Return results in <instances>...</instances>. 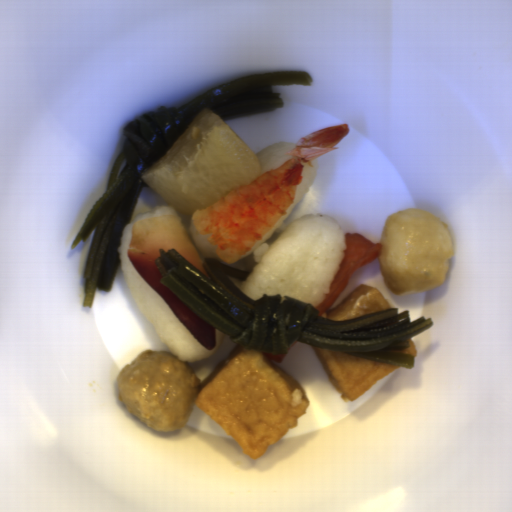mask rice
Wrapping results in <instances>:
<instances>
[{
  "label": "rice",
  "instance_id": "1",
  "mask_svg": "<svg viewBox=\"0 0 512 512\" xmlns=\"http://www.w3.org/2000/svg\"><path fill=\"white\" fill-rule=\"evenodd\" d=\"M314 171L312 159L281 220L242 258L226 265L252 273L245 280L226 275L247 296L258 300L264 293L280 294L281 304L288 296L316 308L325 298L347 248L340 222L316 213L285 223L311 187Z\"/></svg>",
  "mask_w": 512,
  "mask_h": 512
},
{
  "label": "rice",
  "instance_id": "2",
  "mask_svg": "<svg viewBox=\"0 0 512 512\" xmlns=\"http://www.w3.org/2000/svg\"><path fill=\"white\" fill-rule=\"evenodd\" d=\"M155 216H177L175 208L168 202L160 203L150 210L132 216L123 228V237L118 245L121 261L117 267L134 302L146 315L158 333L162 343L175 357L190 366L209 359L223 345L226 333L215 328L217 346L208 349L199 343L165 299L139 274L128 257L134 223Z\"/></svg>",
  "mask_w": 512,
  "mask_h": 512
},
{
  "label": "rice",
  "instance_id": "3",
  "mask_svg": "<svg viewBox=\"0 0 512 512\" xmlns=\"http://www.w3.org/2000/svg\"><path fill=\"white\" fill-rule=\"evenodd\" d=\"M296 145L297 143L288 140L275 142L273 144L268 145L262 151L256 154L257 157L260 159V175L275 170L284 165L285 163H287L288 161H290V154L296 147Z\"/></svg>",
  "mask_w": 512,
  "mask_h": 512
},
{
  "label": "rice",
  "instance_id": "4",
  "mask_svg": "<svg viewBox=\"0 0 512 512\" xmlns=\"http://www.w3.org/2000/svg\"><path fill=\"white\" fill-rule=\"evenodd\" d=\"M187 233L200 255L205 258H218L215 246L205 237L200 235L192 224V217L188 221Z\"/></svg>",
  "mask_w": 512,
  "mask_h": 512
}]
</instances>
